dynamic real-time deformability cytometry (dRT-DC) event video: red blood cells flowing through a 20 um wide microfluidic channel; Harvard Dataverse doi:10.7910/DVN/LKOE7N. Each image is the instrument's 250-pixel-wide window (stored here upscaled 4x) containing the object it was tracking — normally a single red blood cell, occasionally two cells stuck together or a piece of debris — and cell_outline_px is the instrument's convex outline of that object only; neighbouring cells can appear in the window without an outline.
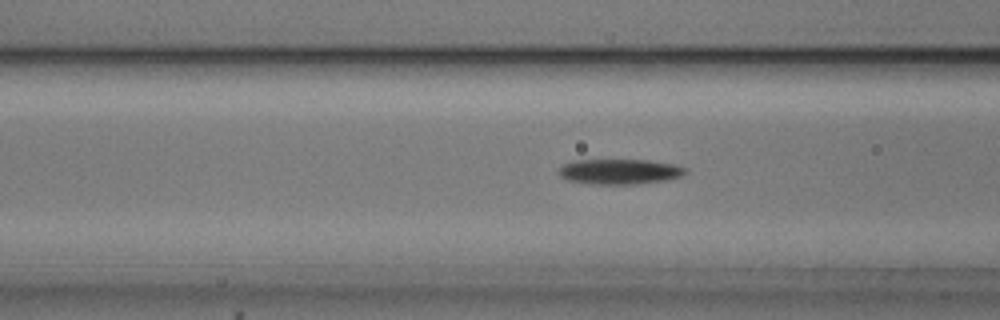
{"species": "common noctule bat (a hibernating species)", "species_latin": "Nyctalus noctula", "temperature_condition": "cold", "stored_images_in_passage": 54, "camera_frame_rate_fps": 3000, "um_per_image_px": 0.085, "animal": {"sex": "male", "body_mass_g": 20.5, "forearm_length_mm": 52.5}, "frame": {"image": 1, "passage_image": 21, "time_ms": 6.667, "image_size_px": [1000, 320], "cell_outline_px": [[688, 172], [680, 176], [664, 180], [632, 184], [596, 184], [568, 180], [560, 176], [560, 168], [564, 164], [572, 160], [648, 160], [676, 164], [688, 168]], "centroid_in_image_um": [52.71, 14.57], "position_along_channel_um": 113.9, "area_um2": 18.5}}
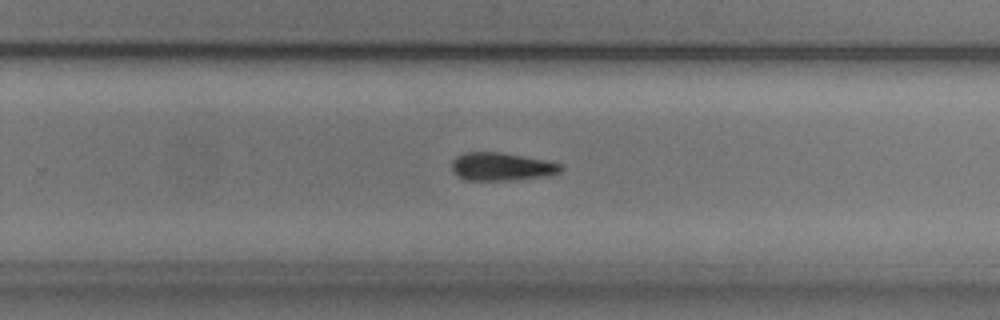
{"frame": {"image": 2, "passage_image": 35, "time_ms": 11.333, "image_size_px": [1000, 320], "cell_outline_px": [[564, 168], [560, 172], [548, 176], [512, 180], [468, 180], [456, 176], [452, 172], [452, 160], [456, 156], [464, 152], [504, 152], [548, 160], [560, 164]], "centroid_in_image_um": [42.64, 14.15], "position_along_channel_um": 287.2, "area_um2": 18.15}}
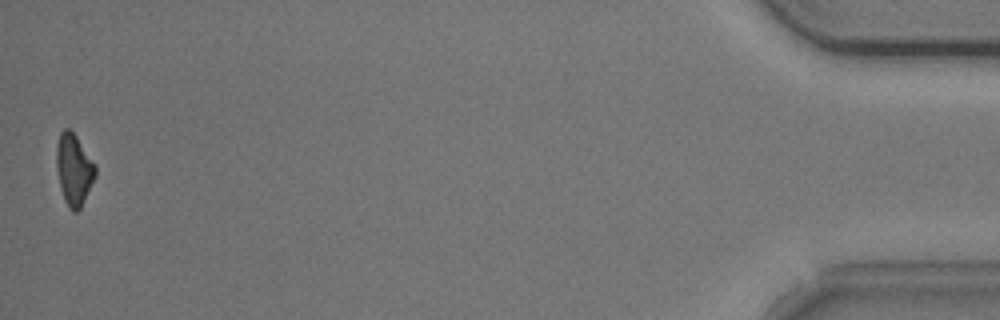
{"frame": {"image": 3, "passage_image": 54, "time_ms": 17.667, "image_size_px": [1000, 320], "cell_outline_px": [[96, 176], [80, 208], [76, 212], [72, 212], [68, 208], [64, 200], [60, 188], [56, 164], [56, 144], [60, 132], [64, 128], [68, 128], [76, 136], [96, 164]], "centroid_in_image_um": [6.28, 14.41], "position_along_channel_um": 428.9, "area_um2": 16.3}, "authors_computed_cell_mechanics": {"area_um2": 17.7157, "velocity_mm_per_s": 3.7113, "shape_relaxation_time_tau1_ms": 2.6363, "shape_relaxation_time_tau2_ms": null, "deformation_change_tau1": 0.1154, "deformation_change_tau2": null}}